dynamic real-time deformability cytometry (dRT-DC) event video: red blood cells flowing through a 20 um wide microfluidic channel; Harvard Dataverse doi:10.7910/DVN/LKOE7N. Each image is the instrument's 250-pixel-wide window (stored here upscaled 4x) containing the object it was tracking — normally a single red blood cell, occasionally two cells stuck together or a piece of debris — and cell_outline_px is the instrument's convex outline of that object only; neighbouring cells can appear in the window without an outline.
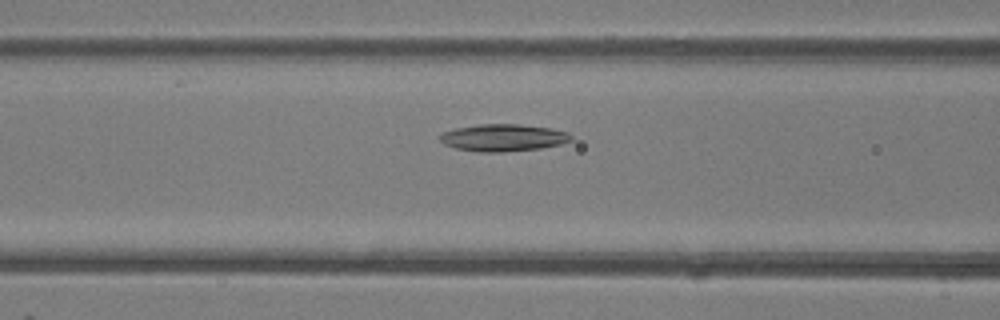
{"species": "common noctule bat (a hibernating species)", "species_latin": "Nyctalus noctula", "temperature_condition": "room temperature", "stored_images_in_passage": 48, "camera_frame_rate_fps": 3000, "um_per_image_px": 0.085, "animal": {"sex": "female"}, "frame": {"image": 1, "passage_image": 20, "time_ms": 6.333, "image_size_px": [1000, 320], "cell_outline_px": [[572, 140], [560, 144], [540, 148], [504, 152], [480, 152], [456, 148], [444, 144], [440, 140], [440, 136], [444, 132], [456, 128], [480, 124], [520, 124], [552, 128], [568, 132], [572, 136]], "centroid_in_image_um": [42.8, 11.7], "position_along_channel_um": 123.8, "area_um2": 20.69}}
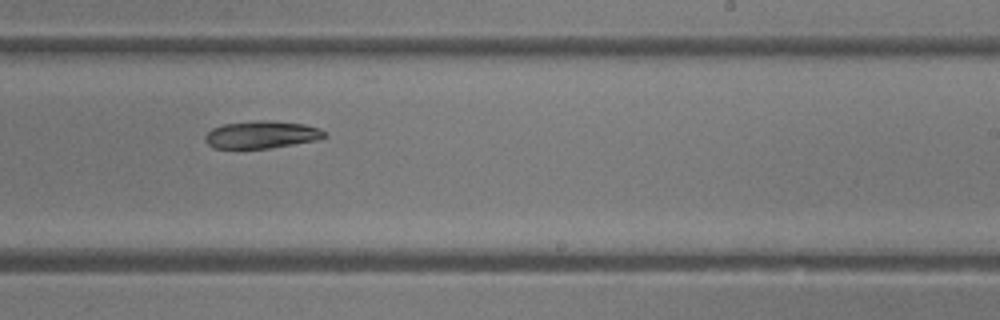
{"frame": {"image": 2, "passage_image": 30, "time_ms": 9.667, "image_size_px": [1000, 320], "cell_outline_px": [[328, 136], [320, 140], [268, 148], [212, 148], [204, 140], [204, 136], [212, 128], [224, 124], [252, 120], [268, 120], [304, 124], [320, 128], [328, 132]], "centroid_in_image_um": [22.28, 11.44], "position_along_channel_um": 266.7, "area_um2": 19.36}}
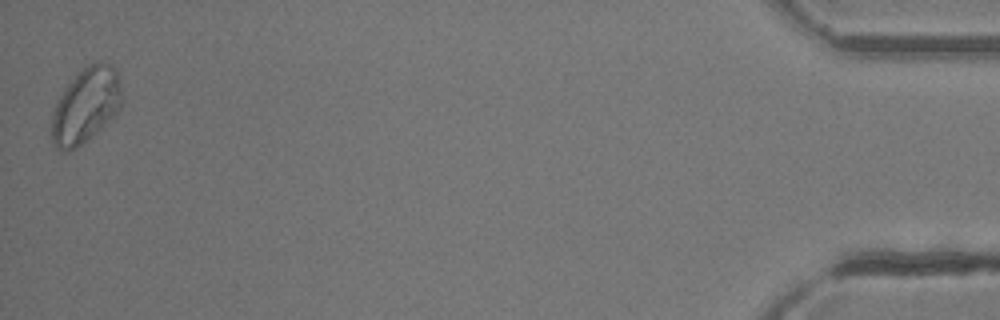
{"frame": {"image": 3, "passage_image": 48, "time_ms": 15.667, "image_size_px": [1000, 320], "cell_outline_px": [[120, 108], [96, 132], [76, 148], [68, 152], [60, 152], [56, 148], [52, 140], [52, 116], [56, 104], [60, 96], [76, 72], [92, 60], [96, 60], [108, 64], [116, 68], [120, 84]], "centroid_in_image_um": [7.27, 8.94], "position_along_channel_um": 427.9, "area_um2": 30.46}, "authors_computed_cell_mechanics": {"area_um2": 22.0218, "velocity_mm_per_s": 4.2962, "shape_relaxation_time_tau1_ms": null, "shape_relaxation_time_tau2_ms": 4.6082, "deformation_change_tau1": null, "deformation_change_tau2": 0.1257}}